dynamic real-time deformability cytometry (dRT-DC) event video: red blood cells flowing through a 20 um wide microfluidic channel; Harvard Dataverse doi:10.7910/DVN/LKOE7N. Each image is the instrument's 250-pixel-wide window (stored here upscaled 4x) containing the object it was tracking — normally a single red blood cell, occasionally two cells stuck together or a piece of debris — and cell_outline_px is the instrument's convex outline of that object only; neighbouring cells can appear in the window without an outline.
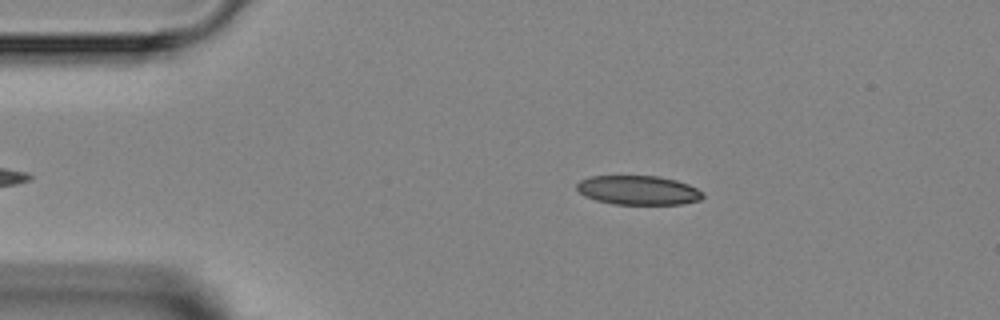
{"species": "Egyptian fruit bat (a non-hibernating species)", "species_latin": "Rousettus aegyptiacus", "temperature_condition": "room temperature", "stored_images_in_passage": 2, "camera_frame_rate_fps": 3000, "um_per_image_px": 0.085, "animal": {"sex": "female"}, "frame": {"image": 1, "passage_image": 1, "time_ms": 0.0, "image_size_px": [1000, 320], "cell_outline_px": [[704, 196], [700, 200], [680, 204], [612, 204], [596, 200], [584, 196], [576, 188], [576, 184], [580, 180], [592, 176], [656, 176], [676, 180], [688, 184], [704, 192]], "centroid_in_image_um": [54.25, 16.17], "position_along_channel_um": 30.8, "area_um2": 21.44}}